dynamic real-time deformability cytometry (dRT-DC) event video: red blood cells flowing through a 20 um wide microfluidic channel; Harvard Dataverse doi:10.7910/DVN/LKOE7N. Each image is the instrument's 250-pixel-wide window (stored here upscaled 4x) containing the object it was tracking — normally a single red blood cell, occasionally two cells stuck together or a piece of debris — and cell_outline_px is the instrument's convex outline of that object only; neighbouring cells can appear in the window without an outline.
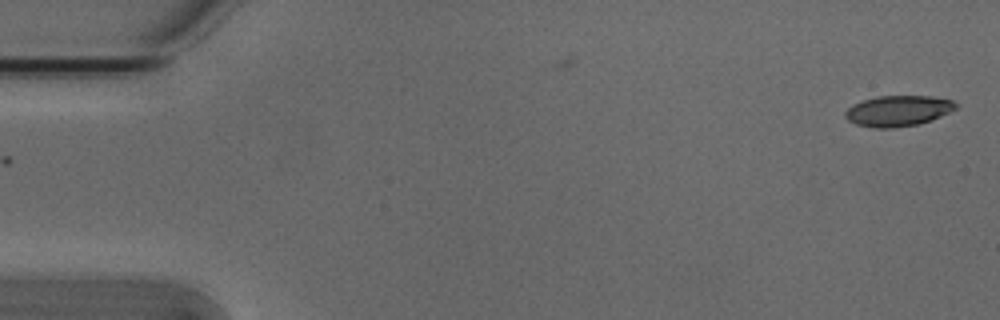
{"species": "Egyptian fruit bat (a non-hibernating species)", "species_latin": "Rousettus aegyptiacus", "temperature_condition": "cold", "stored_images_in_passage": 6, "camera_frame_rate_fps": 3000, "um_per_image_px": 0.085, "animal": {"sex": "male"}, "frame": {"image": 1, "passage_image": 1, "time_ms": 0.0, "image_size_px": [1000, 320], "cell_outline_px": [[956, 108], [932, 120], [920, 124], [892, 128], [876, 128], [856, 124], [848, 120], [844, 116], [844, 112], [852, 104], [864, 100], [880, 96], [932, 96], [952, 100], [956, 104]], "centroid_in_image_um": [76.32, 9.43], "position_along_channel_um": 8.7, "area_um2": 19.71}}